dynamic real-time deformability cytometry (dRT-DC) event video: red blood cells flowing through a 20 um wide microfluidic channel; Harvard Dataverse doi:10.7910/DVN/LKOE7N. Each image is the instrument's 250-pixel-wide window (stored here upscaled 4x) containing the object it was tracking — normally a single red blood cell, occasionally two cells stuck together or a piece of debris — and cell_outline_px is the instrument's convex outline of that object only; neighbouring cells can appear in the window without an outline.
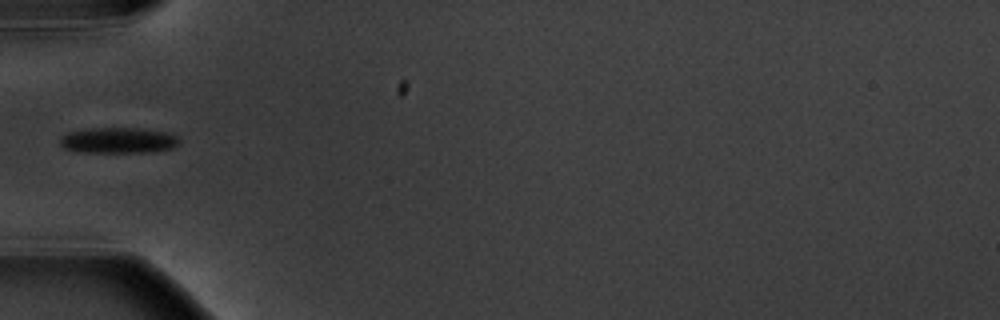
{"species": "common noctule bat (a hibernating species)", "species_latin": "Nyctalus noctula", "temperature_condition": "warm", "stored_images_in_passage": 5, "segment_of_instrument_passage": [2, 2], "camera_frame_rate_fps": 3000, "um_per_image_px": 0.085, "animal": {"sex": "male", "body_mass_g": 20.1, "forearm_length_mm": 53.5}, "frame": {"image": 1, "passage_image": 5, "time_ms": 4.667, "image_size_px": [1000, 320], "cell_outline_px": [[180, 144], [172, 148], [152, 152], [76, 152], [64, 148], [60, 144], [60, 140], [68, 132], [92, 128], [136, 128], [164, 132], [176, 136], [180, 140]], "centroid_in_image_um": [10.06, 11.94], "position_along_channel_um": 74.9, "area_um2": 17.8}}